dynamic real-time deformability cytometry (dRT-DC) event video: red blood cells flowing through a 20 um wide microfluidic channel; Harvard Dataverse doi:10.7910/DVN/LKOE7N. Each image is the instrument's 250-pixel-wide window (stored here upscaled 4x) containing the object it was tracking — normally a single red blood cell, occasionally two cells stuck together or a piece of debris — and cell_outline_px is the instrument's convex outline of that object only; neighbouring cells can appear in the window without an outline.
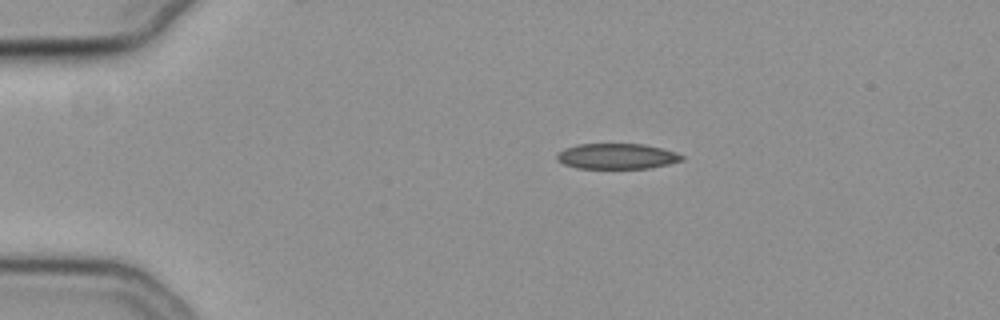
{"species": "common noctule bat (a hibernating species)", "species_latin": "Nyctalus noctula", "temperature_condition": "cold", "stored_images_in_passage": 45, "camera_frame_rate_fps": 3000, "um_per_image_px": 0.085, "animal": {"sex": "female", "body_mass_g": 19.3, "forearm_length_mm": 54.1}, "frame": {"image": 1, "passage_image": 1, "time_ms": 0.0, "image_size_px": [1000, 320], "cell_outline_px": [[684, 160], [668, 164], [648, 168], [576, 168], [564, 164], [556, 160], [556, 156], [564, 148], [580, 144], [644, 144], [676, 152], [684, 156]], "centroid_in_image_um": [52.43, 13.28], "position_along_channel_um": 32.6, "area_um2": 18.5}}
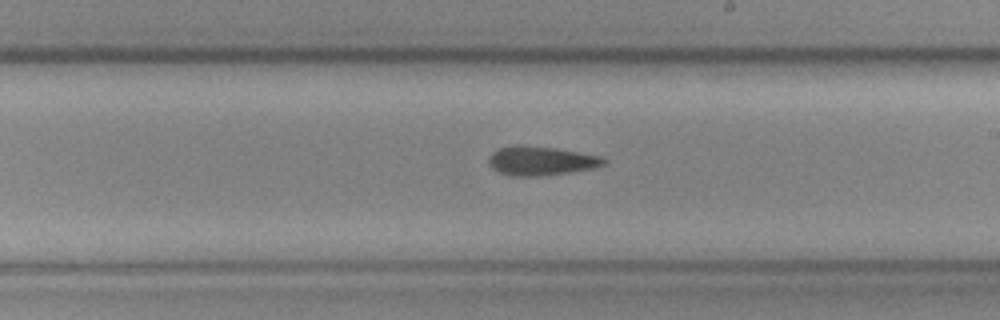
{"frame": {"image": 2, "passage_image": 22, "time_ms": 7.0, "image_size_px": [1000, 320], "cell_outline_px": [[608, 164], [596, 168], [572, 172], [544, 176], [508, 176], [492, 168], [488, 160], [492, 152], [500, 148], [520, 144], [556, 148], [604, 156], [608, 160]], "centroid_in_image_um": [46.07, 13.67], "position_along_channel_um": 242.9, "area_um2": 19.94}}
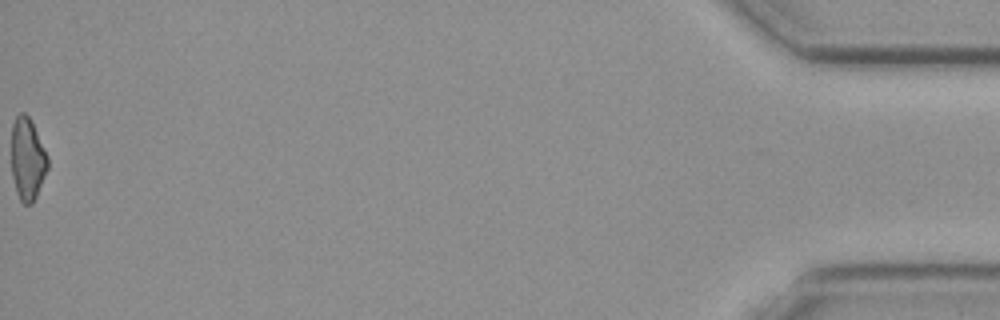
{"frame": {"image": 3, "passage_image": 45, "time_ms": 14.667, "image_size_px": [1000, 320], "cell_outline_px": [[48, 168], [36, 196], [32, 204], [24, 204], [20, 200], [16, 192], [12, 176], [12, 124], [16, 116], [20, 112], [24, 112], [28, 116], [48, 156]], "centroid_in_image_um": [2.32, 13.54], "position_along_channel_um": 432.9, "area_um2": 17.22}}